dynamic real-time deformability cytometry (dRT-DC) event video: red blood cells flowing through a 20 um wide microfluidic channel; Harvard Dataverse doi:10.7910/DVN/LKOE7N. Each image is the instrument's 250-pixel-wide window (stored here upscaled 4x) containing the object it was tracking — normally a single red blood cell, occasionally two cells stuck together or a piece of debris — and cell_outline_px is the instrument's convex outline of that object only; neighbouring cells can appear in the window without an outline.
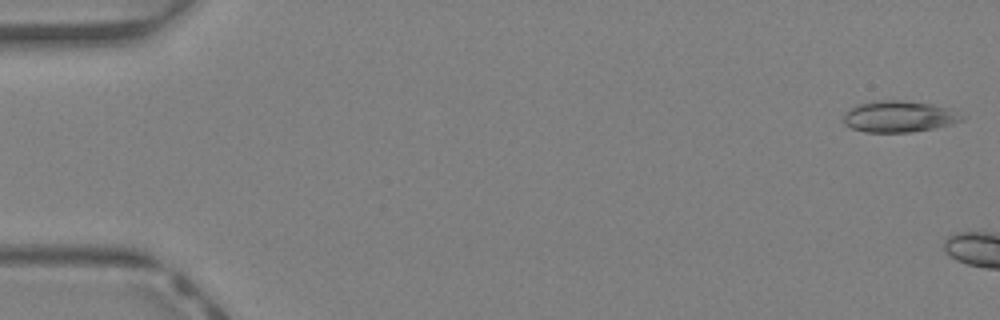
{"species": "Egyptian fruit bat (a non-hibernating species)", "species_latin": "Rousettus aegyptiacus", "temperature_condition": "warm", "stored_images_in_passage": 3, "camera_frame_rate_fps": 3000, "um_per_image_px": 0.085, "animal": {"sex": "female"}, "frame": {"image": 1, "passage_image": 1, "time_ms": 0.0, "image_size_px": [1000, 320], "cell_outline_px": [[968, 116], [964, 120], [952, 124], [936, 128], [912, 132], [864, 132], [852, 128], [844, 124], [844, 116], [852, 108], [860, 104], [876, 100], [904, 100], [932, 104], [948, 108]], "centroid_in_image_um": [76.5, 9.91], "position_along_channel_um": 8.5, "area_um2": 21.73}}